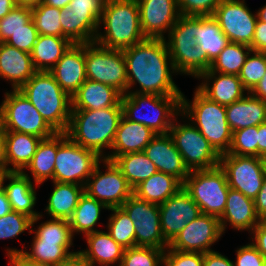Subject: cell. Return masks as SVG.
Listing matches in <instances>:
<instances>
[{
  "label": "cell",
  "instance_id": "6da1fadb",
  "mask_svg": "<svg viewBox=\"0 0 266 266\" xmlns=\"http://www.w3.org/2000/svg\"><path fill=\"white\" fill-rule=\"evenodd\" d=\"M123 51L127 69V93L182 96L173 81V67L166 39L146 38ZM140 88L130 90L134 85Z\"/></svg>",
  "mask_w": 266,
  "mask_h": 266
},
{
  "label": "cell",
  "instance_id": "7a4b0ae2",
  "mask_svg": "<svg viewBox=\"0 0 266 266\" xmlns=\"http://www.w3.org/2000/svg\"><path fill=\"white\" fill-rule=\"evenodd\" d=\"M122 116V106L98 110H71L69 126L65 133L73 142L105 159L107 154L104 151L107 148L111 150Z\"/></svg>",
  "mask_w": 266,
  "mask_h": 266
},
{
  "label": "cell",
  "instance_id": "3957f363",
  "mask_svg": "<svg viewBox=\"0 0 266 266\" xmlns=\"http://www.w3.org/2000/svg\"><path fill=\"white\" fill-rule=\"evenodd\" d=\"M104 33L100 32V26ZM137 0H106L94 42L114 50H124L145 40Z\"/></svg>",
  "mask_w": 266,
  "mask_h": 266
},
{
  "label": "cell",
  "instance_id": "277c9868",
  "mask_svg": "<svg viewBox=\"0 0 266 266\" xmlns=\"http://www.w3.org/2000/svg\"><path fill=\"white\" fill-rule=\"evenodd\" d=\"M19 91L57 133L67 131L72 98L60 87L49 71H37Z\"/></svg>",
  "mask_w": 266,
  "mask_h": 266
},
{
  "label": "cell",
  "instance_id": "5b68a950",
  "mask_svg": "<svg viewBox=\"0 0 266 266\" xmlns=\"http://www.w3.org/2000/svg\"><path fill=\"white\" fill-rule=\"evenodd\" d=\"M181 116L200 131L219 155L228 153L233 132L227 122L225 105L210 101L196 88L192 102L182 93Z\"/></svg>",
  "mask_w": 266,
  "mask_h": 266
},
{
  "label": "cell",
  "instance_id": "8992f818",
  "mask_svg": "<svg viewBox=\"0 0 266 266\" xmlns=\"http://www.w3.org/2000/svg\"><path fill=\"white\" fill-rule=\"evenodd\" d=\"M121 105L126 119L147 126L156 134H168L174 120L181 115V96L126 93L122 95ZM145 106L149 113L140 114Z\"/></svg>",
  "mask_w": 266,
  "mask_h": 266
},
{
  "label": "cell",
  "instance_id": "52a82bcc",
  "mask_svg": "<svg viewBox=\"0 0 266 266\" xmlns=\"http://www.w3.org/2000/svg\"><path fill=\"white\" fill-rule=\"evenodd\" d=\"M197 16L180 15L166 41L176 75L198 78L209 70L211 62L196 41Z\"/></svg>",
  "mask_w": 266,
  "mask_h": 266
},
{
  "label": "cell",
  "instance_id": "ba28073f",
  "mask_svg": "<svg viewBox=\"0 0 266 266\" xmlns=\"http://www.w3.org/2000/svg\"><path fill=\"white\" fill-rule=\"evenodd\" d=\"M183 188L203 214L217 218L222 216L230 187L226 173L220 165L212 169L190 171Z\"/></svg>",
  "mask_w": 266,
  "mask_h": 266
},
{
  "label": "cell",
  "instance_id": "9c48e42d",
  "mask_svg": "<svg viewBox=\"0 0 266 266\" xmlns=\"http://www.w3.org/2000/svg\"><path fill=\"white\" fill-rule=\"evenodd\" d=\"M97 153L73 142L66 133H57L54 181L84 186L99 163Z\"/></svg>",
  "mask_w": 266,
  "mask_h": 266
},
{
  "label": "cell",
  "instance_id": "30bf717a",
  "mask_svg": "<svg viewBox=\"0 0 266 266\" xmlns=\"http://www.w3.org/2000/svg\"><path fill=\"white\" fill-rule=\"evenodd\" d=\"M4 95L1 108L2 132H20L42 139L57 133L19 90L7 91Z\"/></svg>",
  "mask_w": 266,
  "mask_h": 266
},
{
  "label": "cell",
  "instance_id": "8fae6325",
  "mask_svg": "<svg viewBox=\"0 0 266 266\" xmlns=\"http://www.w3.org/2000/svg\"><path fill=\"white\" fill-rule=\"evenodd\" d=\"M176 118L170 127L176 149L189 171L212 169L220 164V155L192 123H178Z\"/></svg>",
  "mask_w": 266,
  "mask_h": 266
},
{
  "label": "cell",
  "instance_id": "7c38bea8",
  "mask_svg": "<svg viewBox=\"0 0 266 266\" xmlns=\"http://www.w3.org/2000/svg\"><path fill=\"white\" fill-rule=\"evenodd\" d=\"M87 79L104 83L127 93V69L122 50L104 48L96 42L85 43Z\"/></svg>",
  "mask_w": 266,
  "mask_h": 266
},
{
  "label": "cell",
  "instance_id": "4fadbf2b",
  "mask_svg": "<svg viewBox=\"0 0 266 266\" xmlns=\"http://www.w3.org/2000/svg\"><path fill=\"white\" fill-rule=\"evenodd\" d=\"M228 186L246 197L255 199L266 175V159L257 156L220 155Z\"/></svg>",
  "mask_w": 266,
  "mask_h": 266
},
{
  "label": "cell",
  "instance_id": "5bb4252c",
  "mask_svg": "<svg viewBox=\"0 0 266 266\" xmlns=\"http://www.w3.org/2000/svg\"><path fill=\"white\" fill-rule=\"evenodd\" d=\"M133 221L135 247H154L166 250L169 243L161 229L159 205L137 198L132 194L121 206Z\"/></svg>",
  "mask_w": 266,
  "mask_h": 266
},
{
  "label": "cell",
  "instance_id": "9a60e30c",
  "mask_svg": "<svg viewBox=\"0 0 266 266\" xmlns=\"http://www.w3.org/2000/svg\"><path fill=\"white\" fill-rule=\"evenodd\" d=\"M102 162L106 171L100 170L99 163L88 178L85 192L108 209L121 207L133 194V189L113 161L103 159Z\"/></svg>",
  "mask_w": 266,
  "mask_h": 266
},
{
  "label": "cell",
  "instance_id": "2e32d148",
  "mask_svg": "<svg viewBox=\"0 0 266 266\" xmlns=\"http://www.w3.org/2000/svg\"><path fill=\"white\" fill-rule=\"evenodd\" d=\"M212 16L230 42L252 45L258 18L245 0H223Z\"/></svg>",
  "mask_w": 266,
  "mask_h": 266
},
{
  "label": "cell",
  "instance_id": "e0dca14e",
  "mask_svg": "<svg viewBox=\"0 0 266 266\" xmlns=\"http://www.w3.org/2000/svg\"><path fill=\"white\" fill-rule=\"evenodd\" d=\"M223 235L219 218L201 214L191 221L169 243V248L177 251L207 253L214 251L211 246Z\"/></svg>",
  "mask_w": 266,
  "mask_h": 266
},
{
  "label": "cell",
  "instance_id": "ac0fdd59",
  "mask_svg": "<svg viewBox=\"0 0 266 266\" xmlns=\"http://www.w3.org/2000/svg\"><path fill=\"white\" fill-rule=\"evenodd\" d=\"M160 223L165 240L170 243L187 224L202 214L200 207L181 188L159 205Z\"/></svg>",
  "mask_w": 266,
  "mask_h": 266
},
{
  "label": "cell",
  "instance_id": "d6986e66",
  "mask_svg": "<svg viewBox=\"0 0 266 266\" xmlns=\"http://www.w3.org/2000/svg\"><path fill=\"white\" fill-rule=\"evenodd\" d=\"M141 30L146 38L166 39L180 17L177 0H137Z\"/></svg>",
  "mask_w": 266,
  "mask_h": 266
},
{
  "label": "cell",
  "instance_id": "ffe728a7",
  "mask_svg": "<svg viewBox=\"0 0 266 266\" xmlns=\"http://www.w3.org/2000/svg\"><path fill=\"white\" fill-rule=\"evenodd\" d=\"M49 72L72 98L87 79L85 44H72Z\"/></svg>",
  "mask_w": 266,
  "mask_h": 266
},
{
  "label": "cell",
  "instance_id": "44dd1931",
  "mask_svg": "<svg viewBox=\"0 0 266 266\" xmlns=\"http://www.w3.org/2000/svg\"><path fill=\"white\" fill-rule=\"evenodd\" d=\"M143 152L157 171L174 176L182 184L190 173L169 134H157Z\"/></svg>",
  "mask_w": 266,
  "mask_h": 266
},
{
  "label": "cell",
  "instance_id": "7402d4cb",
  "mask_svg": "<svg viewBox=\"0 0 266 266\" xmlns=\"http://www.w3.org/2000/svg\"><path fill=\"white\" fill-rule=\"evenodd\" d=\"M199 79L203 81L197 89L210 101L221 105H230L243 98L248 93L239 75L223 74L208 70L202 73L198 77V80Z\"/></svg>",
  "mask_w": 266,
  "mask_h": 266
},
{
  "label": "cell",
  "instance_id": "603a6c76",
  "mask_svg": "<svg viewBox=\"0 0 266 266\" xmlns=\"http://www.w3.org/2000/svg\"><path fill=\"white\" fill-rule=\"evenodd\" d=\"M219 220L224 234L228 226L227 222L234 230L251 233L261 219L256 213L254 199L229 188L226 207Z\"/></svg>",
  "mask_w": 266,
  "mask_h": 266
},
{
  "label": "cell",
  "instance_id": "cb8c5ba5",
  "mask_svg": "<svg viewBox=\"0 0 266 266\" xmlns=\"http://www.w3.org/2000/svg\"><path fill=\"white\" fill-rule=\"evenodd\" d=\"M36 72L30 53L0 43V78L10 81L12 90H19Z\"/></svg>",
  "mask_w": 266,
  "mask_h": 266
},
{
  "label": "cell",
  "instance_id": "d4e9b609",
  "mask_svg": "<svg viewBox=\"0 0 266 266\" xmlns=\"http://www.w3.org/2000/svg\"><path fill=\"white\" fill-rule=\"evenodd\" d=\"M26 172L6 173L4 183L7 180L9 182L6 185L3 183V189L13 211L25 214L32 218V220H35L41 213L34 211L37 203L36 188L31 181V177Z\"/></svg>",
  "mask_w": 266,
  "mask_h": 266
},
{
  "label": "cell",
  "instance_id": "484cf974",
  "mask_svg": "<svg viewBox=\"0 0 266 266\" xmlns=\"http://www.w3.org/2000/svg\"><path fill=\"white\" fill-rule=\"evenodd\" d=\"M157 134L143 124L132 122L122 116L115 139L106 160L113 161L117 156L143 151Z\"/></svg>",
  "mask_w": 266,
  "mask_h": 266
},
{
  "label": "cell",
  "instance_id": "4316f807",
  "mask_svg": "<svg viewBox=\"0 0 266 266\" xmlns=\"http://www.w3.org/2000/svg\"><path fill=\"white\" fill-rule=\"evenodd\" d=\"M87 247L78 254L89 266H120L125 248L115 242L108 232L96 231L85 235Z\"/></svg>",
  "mask_w": 266,
  "mask_h": 266
},
{
  "label": "cell",
  "instance_id": "83f0119b",
  "mask_svg": "<svg viewBox=\"0 0 266 266\" xmlns=\"http://www.w3.org/2000/svg\"><path fill=\"white\" fill-rule=\"evenodd\" d=\"M122 94L112 86L86 79L72 96L71 110H98L121 105Z\"/></svg>",
  "mask_w": 266,
  "mask_h": 266
},
{
  "label": "cell",
  "instance_id": "f1b7e54d",
  "mask_svg": "<svg viewBox=\"0 0 266 266\" xmlns=\"http://www.w3.org/2000/svg\"><path fill=\"white\" fill-rule=\"evenodd\" d=\"M227 122L232 132L266 122V101L248 92L243 98L226 106Z\"/></svg>",
  "mask_w": 266,
  "mask_h": 266
},
{
  "label": "cell",
  "instance_id": "f546056e",
  "mask_svg": "<svg viewBox=\"0 0 266 266\" xmlns=\"http://www.w3.org/2000/svg\"><path fill=\"white\" fill-rule=\"evenodd\" d=\"M10 172H22L31 162L42 138L20 132H3Z\"/></svg>",
  "mask_w": 266,
  "mask_h": 266
},
{
  "label": "cell",
  "instance_id": "4dcf8cb0",
  "mask_svg": "<svg viewBox=\"0 0 266 266\" xmlns=\"http://www.w3.org/2000/svg\"><path fill=\"white\" fill-rule=\"evenodd\" d=\"M53 182V191L45 208L46 214L52 219L69 220L85 192V187L72 183Z\"/></svg>",
  "mask_w": 266,
  "mask_h": 266
},
{
  "label": "cell",
  "instance_id": "1f68e13d",
  "mask_svg": "<svg viewBox=\"0 0 266 266\" xmlns=\"http://www.w3.org/2000/svg\"><path fill=\"white\" fill-rule=\"evenodd\" d=\"M183 184L174 176L157 171L150 178L138 184L133 194L142 200L160 205L175 195Z\"/></svg>",
  "mask_w": 266,
  "mask_h": 266
},
{
  "label": "cell",
  "instance_id": "d6a6232c",
  "mask_svg": "<svg viewBox=\"0 0 266 266\" xmlns=\"http://www.w3.org/2000/svg\"><path fill=\"white\" fill-rule=\"evenodd\" d=\"M100 18L77 15L65 7L60 13L62 37L68 38L73 44L92 43L99 29Z\"/></svg>",
  "mask_w": 266,
  "mask_h": 266
},
{
  "label": "cell",
  "instance_id": "836d02e7",
  "mask_svg": "<svg viewBox=\"0 0 266 266\" xmlns=\"http://www.w3.org/2000/svg\"><path fill=\"white\" fill-rule=\"evenodd\" d=\"M73 43L66 37L38 35L31 51L37 71H50Z\"/></svg>",
  "mask_w": 266,
  "mask_h": 266
},
{
  "label": "cell",
  "instance_id": "e575fe53",
  "mask_svg": "<svg viewBox=\"0 0 266 266\" xmlns=\"http://www.w3.org/2000/svg\"><path fill=\"white\" fill-rule=\"evenodd\" d=\"M57 155V133L47 139H42L38 144L31 162L23 170H28L33 177L35 187L46 180L54 181V167Z\"/></svg>",
  "mask_w": 266,
  "mask_h": 266
},
{
  "label": "cell",
  "instance_id": "d590c367",
  "mask_svg": "<svg viewBox=\"0 0 266 266\" xmlns=\"http://www.w3.org/2000/svg\"><path fill=\"white\" fill-rule=\"evenodd\" d=\"M196 41L211 63L230 43L212 15L197 16Z\"/></svg>",
  "mask_w": 266,
  "mask_h": 266
},
{
  "label": "cell",
  "instance_id": "8d00e7d4",
  "mask_svg": "<svg viewBox=\"0 0 266 266\" xmlns=\"http://www.w3.org/2000/svg\"><path fill=\"white\" fill-rule=\"evenodd\" d=\"M71 246H61L58 242L50 241H33L31 251H26L25 245L23 249L8 248L6 255L22 252L30 260L40 262L49 266H56L60 263L68 261L72 256L78 254V251H70Z\"/></svg>",
  "mask_w": 266,
  "mask_h": 266
},
{
  "label": "cell",
  "instance_id": "74e56055",
  "mask_svg": "<svg viewBox=\"0 0 266 266\" xmlns=\"http://www.w3.org/2000/svg\"><path fill=\"white\" fill-rule=\"evenodd\" d=\"M102 209L108 210L103 203L84 192L75 211L68 220L73 236L79 233L86 235L99 231V229L95 228V225L100 220Z\"/></svg>",
  "mask_w": 266,
  "mask_h": 266
},
{
  "label": "cell",
  "instance_id": "f35d334b",
  "mask_svg": "<svg viewBox=\"0 0 266 266\" xmlns=\"http://www.w3.org/2000/svg\"><path fill=\"white\" fill-rule=\"evenodd\" d=\"M113 162L132 189L157 172L156 166L143 151L117 156Z\"/></svg>",
  "mask_w": 266,
  "mask_h": 266
},
{
  "label": "cell",
  "instance_id": "ab89813d",
  "mask_svg": "<svg viewBox=\"0 0 266 266\" xmlns=\"http://www.w3.org/2000/svg\"><path fill=\"white\" fill-rule=\"evenodd\" d=\"M251 51L252 49L248 45L230 42L211 63L209 70L239 75Z\"/></svg>",
  "mask_w": 266,
  "mask_h": 266
},
{
  "label": "cell",
  "instance_id": "60d3db41",
  "mask_svg": "<svg viewBox=\"0 0 266 266\" xmlns=\"http://www.w3.org/2000/svg\"><path fill=\"white\" fill-rule=\"evenodd\" d=\"M108 210L112 212L106 226L109 235L125 249L135 247V227L133 221L121 207L110 208Z\"/></svg>",
  "mask_w": 266,
  "mask_h": 266
},
{
  "label": "cell",
  "instance_id": "b9f144b4",
  "mask_svg": "<svg viewBox=\"0 0 266 266\" xmlns=\"http://www.w3.org/2000/svg\"><path fill=\"white\" fill-rule=\"evenodd\" d=\"M35 234L32 241L58 242L61 246H73L74 236L71 232L69 221L65 219H52L39 223L36 228H31L29 234Z\"/></svg>",
  "mask_w": 266,
  "mask_h": 266
},
{
  "label": "cell",
  "instance_id": "7bdbcfd3",
  "mask_svg": "<svg viewBox=\"0 0 266 266\" xmlns=\"http://www.w3.org/2000/svg\"><path fill=\"white\" fill-rule=\"evenodd\" d=\"M32 9V20L39 35L62 37L61 9L40 3Z\"/></svg>",
  "mask_w": 266,
  "mask_h": 266
},
{
  "label": "cell",
  "instance_id": "ee69618b",
  "mask_svg": "<svg viewBox=\"0 0 266 266\" xmlns=\"http://www.w3.org/2000/svg\"><path fill=\"white\" fill-rule=\"evenodd\" d=\"M266 72V53L251 51L242 66L239 78L247 92H251Z\"/></svg>",
  "mask_w": 266,
  "mask_h": 266
},
{
  "label": "cell",
  "instance_id": "f6af8a7d",
  "mask_svg": "<svg viewBox=\"0 0 266 266\" xmlns=\"http://www.w3.org/2000/svg\"><path fill=\"white\" fill-rule=\"evenodd\" d=\"M164 250L154 247L126 248L120 266H163Z\"/></svg>",
  "mask_w": 266,
  "mask_h": 266
},
{
  "label": "cell",
  "instance_id": "bcb514c9",
  "mask_svg": "<svg viewBox=\"0 0 266 266\" xmlns=\"http://www.w3.org/2000/svg\"><path fill=\"white\" fill-rule=\"evenodd\" d=\"M42 217L41 214L35 220H32L29 216L12 210L10 213L0 217V240L17 238L18 235L26 230L30 232L34 224Z\"/></svg>",
  "mask_w": 266,
  "mask_h": 266
},
{
  "label": "cell",
  "instance_id": "7dc6e473",
  "mask_svg": "<svg viewBox=\"0 0 266 266\" xmlns=\"http://www.w3.org/2000/svg\"><path fill=\"white\" fill-rule=\"evenodd\" d=\"M258 126L238 129L232 134L228 154L258 157Z\"/></svg>",
  "mask_w": 266,
  "mask_h": 266
},
{
  "label": "cell",
  "instance_id": "c3c4849f",
  "mask_svg": "<svg viewBox=\"0 0 266 266\" xmlns=\"http://www.w3.org/2000/svg\"><path fill=\"white\" fill-rule=\"evenodd\" d=\"M31 20L32 9L16 5L3 19H0V43H5L16 31L25 28Z\"/></svg>",
  "mask_w": 266,
  "mask_h": 266
},
{
  "label": "cell",
  "instance_id": "681fc988",
  "mask_svg": "<svg viewBox=\"0 0 266 266\" xmlns=\"http://www.w3.org/2000/svg\"><path fill=\"white\" fill-rule=\"evenodd\" d=\"M223 0H177L180 15L211 16Z\"/></svg>",
  "mask_w": 266,
  "mask_h": 266
},
{
  "label": "cell",
  "instance_id": "f907efd6",
  "mask_svg": "<svg viewBox=\"0 0 266 266\" xmlns=\"http://www.w3.org/2000/svg\"><path fill=\"white\" fill-rule=\"evenodd\" d=\"M204 253L164 250L163 266H203Z\"/></svg>",
  "mask_w": 266,
  "mask_h": 266
},
{
  "label": "cell",
  "instance_id": "816d5d0a",
  "mask_svg": "<svg viewBox=\"0 0 266 266\" xmlns=\"http://www.w3.org/2000/svg\"><path fill=\"white\" fill-rule=\"evenodd\" d=\"M38 35L34 21L31 20L25 25V28L16 31L5 43L19 50L31 53Z\"/></svg>",
  "mask_w": 266,
  "mask_h": 266
},
{
  "label": "cell",
  "instance_id": "f5cc1de1",
  "mask_svg": "<svg viewBox=\"0 0 266 266\" xmlns=\"http://www.w3.org/2000/svg\"><path fill=\"white\" fill-rule=\"evenodd\" d=\"M236 251L234 266H266V258L252 243L240 246Z\"/></svg>",
  "mask_w": 266,
  "mask_h": 266
},
{
  "label": "cell",
  "instance_id": "db71d44e",
  "mask_svg": "<svg viewBox=\"0 0 266 266\" xmlns=\"http://www.w3.org/2000/svg\"><path fill=\"white\" fill-rule=\"evenodd\" d=\"M106 0H71L66 7L77 15L85 17H101Z\"/></svg>",
  "mask_w": 266,
  "mask_h": 266
},
{
  "label": "cell",
  "instance_id": "11a10c76",
  "mask_svg": "<svg viewBox=\"0 0 266 266\" xmlns=\"http://www.w3.org/2000/svg\"><path fill=\"white\" fill-rule=\"evenodd\" d=\"M250 48L255 52L266 53V22L257 20L254 38Z\"/></svg>",
  "mask_w": 266,
  "mask_h": 266
},
{
  "label": "cell",
  "instance_id": "9f6ffc18",
  "mask_svg": "<svg viewBox=\"0 0 266 266\" xmlns=\"http://www.w3.org/2000/svg\"><path fill=\"white\" fill-rule=\"evenodd\" d=\"M249 235L253 236L251 243L266 258V224L260 220Z\"/></svg>",
  "mask_w": 266,
  "mask_h": 266
},
{
  "label": "cell",
  "instance_id": "6f0895ef",
  "mask_svg": "<svg viewBox=\"0 0 266 266\" xmlns=\"http://www.w3.org/2000/svg\"><path fill=\"white\" fill-rule=\"evenodd\" d=\"M203 266H234L233 261L217 251L204 253Z\"/></svg>",
  "mask_w": 266,
  "mask_h": 266
},
{
  "label": "cell",
  "instance_id": "680465c9",
  "mask_svg": "<svg viewBox=\"0 0 266 266\" xmlns=\"http://www.w3.org/2000/svg\"><path fill=\"white\" fill-rule=\"evenodd\" d=\"M9 259L10 266H49L42 264L40 262H35L30 260L27 256H25L22 252L14 253L6 257Z\"/></svg>",
  "mask_w": 266,
  "mask_h": 266
},
{
  "label": "cell",
  "instance_id": "91938a15",
  "mask_svg": "<svg viewBox=\"0 0 266 266\" xmlns=\"http://www.w3.org/2000/svg\"><path fill=\"white\" fill-rule=\"evenodd\" d=\"M255 209L260 219L266 215V175L263 180L262 188L258 192L257 197L254 199Z\"/></svg>",
  "mask_w": 266,
  "mask_h": 266
},
{
  "label": "cell",
  "instance_id": "94428289",
  "mask_svg": "<svg viewBox=\"0 0 266 266\" xmlns=\"http://www.w3.org/2000/svg\"><path fill=\"white\" fill-rule=\"evenodd\" d=\"M258 157L266 159V122L258 125Z\"/></svg>",
  "mask_w": 266,
  "mask_h": 266
},
{
  "label": "cell",
  "instance_id": "6125c7cd",
  "mask_svg": "<svg viewBox=\"0 0 266 266\" xmlns=\"http://www.w3.org/2000/svg\"><path fill=\"white\" fill-rule=\"evenodd\" d=\"M0 172L9 173L7 152H6V141L3 132L0 130Z\"/></svg>",
  "mask_w": 266,
  "mask_h": 266
},
{
  "label": "cell",
  "instance_id": "be15d7a7",
  "mask_svg": "<svg viewBox=\"0 0 266 266\" xmlns=\"http://www.w3.org/2000/svg\"><path fill=\"white\" fill-rule=\"evenodd\" d=\"M254 97L266 101V72L257 86L250 92Z\"/></svg>",
  "mask_w": 266,
  "mask_h": 266
},
{
  "label": "cell",
  "instance_id": "e7e4bbea",
  "mask_svg": "<svg viewBox=\"0 0 266 266\" xmlns=\"http://www.w3.org/2000/svg\"><path fill=\"white\" fill-rule=\"evenodd\" d=\"M12 211L11 204L7 198L4 189L0 190V217L10 213Z\"/></svg>",
  "mask_w": 266,
  "mask_h": 266
},
{
  "label": "cell",
  "instance_id": "03108f58",
  "mask_svg": "<svg viewBox=\"0 0 266 266\" xmlns=\"http://www.w3.org/2000/svg\"><path fill=\"white\" fill-rule=\"evenodd\" d=\"M15 6L14 0H0V19H3Z\"/></svg>",
  "mask_w": 266,
  "mask_h": 266
},
{
  "label": "cell",
  "instance_id": "003e7915",
  "mask_svg": "<svg viewBox=\"0 0 266 266\" xmlns=\"http://www.w3.org/2000/svg\"><path fill=\"white\" fill-rule=\"evenodd\" d=\"M56 266H89V265L83 260V258L79 254H76L72 256L68 261L60 263Z\"/></svg>",
  "mask_w": 266,
  "mask_h": 266
},
{
  "label": "cell",
  "instance_id": "a7ac6f4b",
  "mask_svg": "<svg viewBox=\"0 0 266 266\" xmlns=\"http://www.w3.org/2000/svg\"><path fill=\"white\" fill-rule=\"evenodd\" d=\"M70 1L71 0H43L42 3L63 9L69 5Z\"/></svg>",
  "mask_w": 266,
  "mask_h": 266
},
{
  "label": "cell",
  "instance_id": "89a4df30",
  "mask_svg": "<svg viewBox=\"0 0 266 266\" xmlns=\"http://www.w3.org/2000/svg\"><path fill=\"white\" fill-rule=\"evenodd\" d=\"M16 5L33 8L43 0H14Z\"/></svg>",
  "mask_w": 266,
  "mask_h": 266
},
{
  "label": "cell",
  "instance_id": "2644e50d",
  "mask_svg": "<svg viewBox=\"0 0 266 266\" xmlns=\"http://www.w3.org/2000/svg\"><path fill=\"white\" fill-rule=\"evenodd\" d=\"M255 13H257V18L260 21L266 22V4Z\"/></svg>",
  "mask_w": 266,
  "mask_h": 266
},
{
  "label": "cell",
  "instance_id": "8c879c8a",
  "mask_svg": "<svg viewBox=\"0 0 266 266\" xmlns=\"http://www.w3.org/2000/svg\"><path fill=\"white\" fill-rule=\"evenodd\" d=\"M6 175L5 172H0V190L3 189V183H4V176Z\"/></svg>",
  "mask_w": 266,
  "mask_h": 266
},
{
  "label": "cell",
  "instance_id": "753ad0ef",
  "mask_svg": "<svg viewBox=\"0 0 266 266\" xmlns=\"http://www.w3.org/2000/svg\"><path fill=\"white\" fill-rule=\"evenodd\" d=\"M1 108H2V103L0 105V130H1Z\"/></svg>",
  "mask_w": 266,
  "mask_h": 266
},
{
  "label": "cell",
  "instance_id": "34e18365",
  "mask_svg": "<svg viewBox=\"0 0 266 266\" xmlns=\"http://www.w3.org/2000/svg\"><path fill=\"white\" fill-rule=\"evenodd\" d=\"M261 220L266 224V215H264Z\"/></svg>",
  "mask_w": 266,
  "mask_h": 266
}]
</instances>
